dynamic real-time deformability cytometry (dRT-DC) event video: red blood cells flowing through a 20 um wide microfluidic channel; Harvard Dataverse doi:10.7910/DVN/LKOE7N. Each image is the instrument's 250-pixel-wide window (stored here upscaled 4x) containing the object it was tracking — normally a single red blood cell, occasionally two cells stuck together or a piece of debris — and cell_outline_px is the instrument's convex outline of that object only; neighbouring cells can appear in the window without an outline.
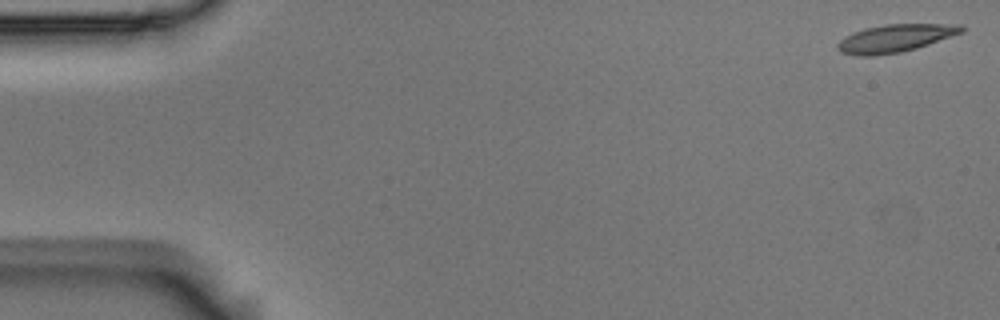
{"species": "Egyptian fruit bat (a non-hibernating species)", "species_latin": "Rousettus aegyptiacus", "temperature_condition": "room temperature", "stored_images_in_passage": 57, "camera_frame_rate_fps": 3000, "um_per_image_px": 0.085, "animal": {"sex": "male"}, "frame": {"image": 1, "passage_image": 1, "time_ms": 0.0, "image_size_px": [1000, 320], "cell_outline_px": [[964, 32], [916, 48], [900, 52], [872, 56], [860, 56], [840, 52], [836, 48], [836, 44], [844, 36], [864, 28], [884, 24], [960, 24], [964, 28]], "centroid_in_image_um": [76.06, 3.25], "position_along_channel_um": 8.9, "area_um2": 20.06}}
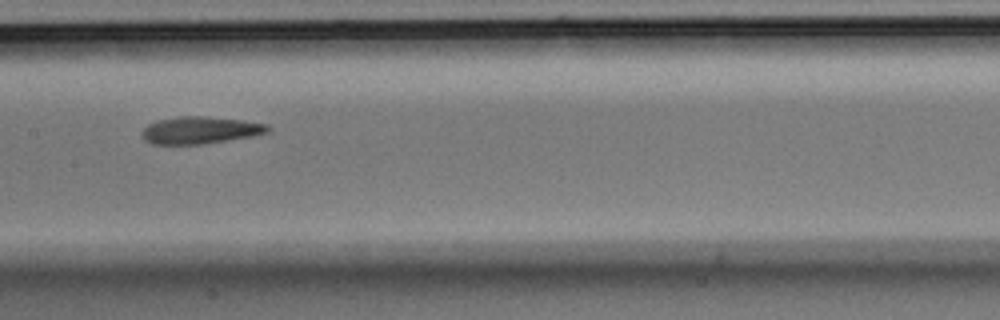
{"frame": {"image": 2, "passage_image": 28, "time_ms": 9.0, "image_size_px": [1000, 320], "cell_outline_px": [[272, 128], [268, 132], [252, 136], [204, 144], [152, 144], [144, 140], [140, 136], [140, 132], [148, 124], [156, 120], [180, 116], [204, 116], [244, 120], [268, 124]], "centroid_in_image_um": [17.0, 11.06], "position_along_channel_um": 190.4, "area_um2": 20.17}}
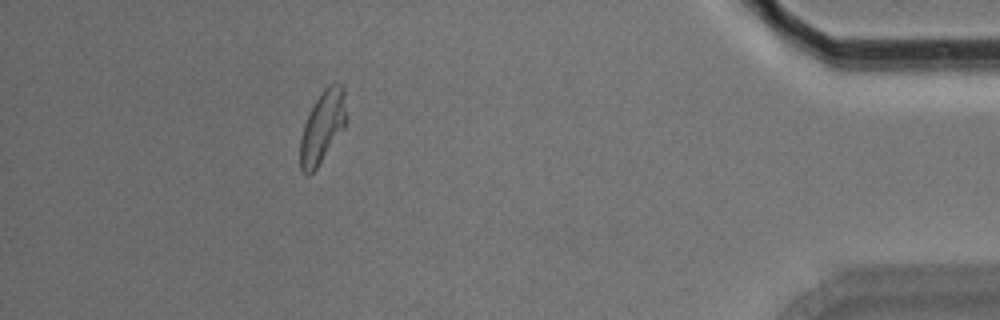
{"frame": {"image": 3, "passage_image": 51, "time_ms": 16.667, "image_size_px": [1000, 320], "cell_outline_px": [[344, 128], [316, 168], [308, 176], [300, 168], [300, 140], [304, 124], [320, 92], [328, 84], [336, 80], [344, 84]], "centroid_in_image_um": [27.4, 10.74], "position_along_channel_um": 407.8, "area_um2": 18.96}, "authors_computed_cell_mechanics": {"area_um2": 19.8832, "velocity_mm_per_s": 3.516, "shape_relaxation_time_tau1_ms": 11.3789, "shape_relaxation_time_tau2_ms": 4.3376, "deformation_change_tau1": 0.271, "deformation_change_tau2": 0.1273}}